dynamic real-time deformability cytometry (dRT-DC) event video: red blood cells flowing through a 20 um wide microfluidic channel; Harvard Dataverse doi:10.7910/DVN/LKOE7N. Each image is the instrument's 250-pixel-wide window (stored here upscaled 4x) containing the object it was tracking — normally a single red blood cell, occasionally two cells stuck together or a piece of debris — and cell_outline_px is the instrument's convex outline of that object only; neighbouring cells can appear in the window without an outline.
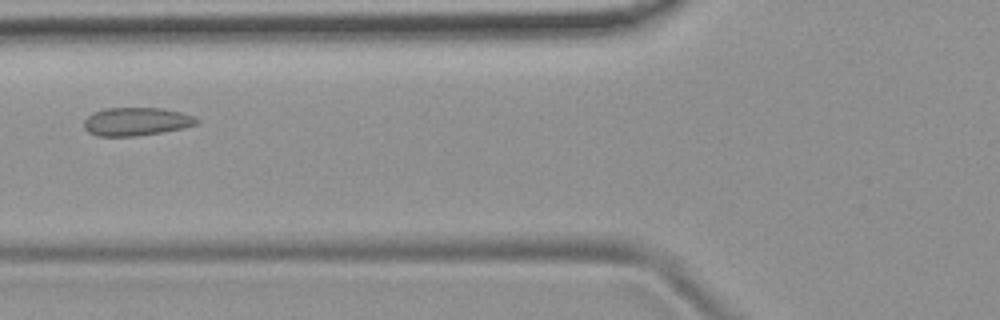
{"species": "common noctule bat (a hibernating species)", "species_latin": "Nyctalus noctula", "temperature_condition": "room temperature", "stored_images_in_passage": 4, "camera_frame_rate_fps": 3000, "um_per_image_px": 0.085, "animal": {"sex": "female", "body_mass_g": 19.9}, "frame": {"image": 1, "passage_image": 4, "time_ms": 1.0, "image_size_px": [1000, 320], "cell_outline_px": [[200, 120], [196, 124], [184, 128], [136, 136], [96, 136], [88, 132], [84, 128], [84, 120], [92, 112], [104, 108], [164, 108], [180, 112], [192, 116]], "centroid_in_image_um": [11.55, 10.33], "position_along_channel_um": 114.3, "area_um2": 18.55}}